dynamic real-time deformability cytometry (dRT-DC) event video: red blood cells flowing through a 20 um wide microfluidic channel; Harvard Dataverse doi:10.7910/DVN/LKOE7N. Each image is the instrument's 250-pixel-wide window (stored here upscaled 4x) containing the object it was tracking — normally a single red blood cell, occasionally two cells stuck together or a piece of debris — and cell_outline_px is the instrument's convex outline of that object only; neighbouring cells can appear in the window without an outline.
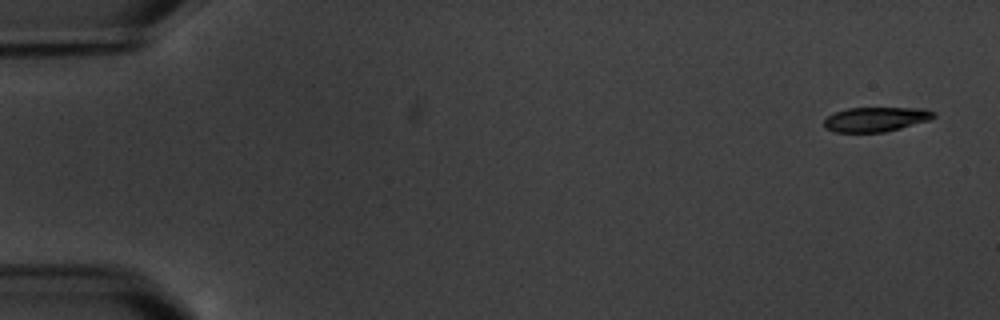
{"species": "common noctule bat (a hibernating species)", "species_latin": "Nyctalus noctula", "temperature_condition": "warm", "stored_images_in_passage": 16, "camera_frame_rate_fps": 3000, "um_per_image_px": 0.085, "animal": {"sex": "male", "body_mass_g": 20.1, "forearm_length_mm": 53.5}, "frame": {"image": 1, "passage_image": 1, "time_ms": 0.0, "image_size_px": [1000, 320], "cell_outline_px": [[936, 116], [928, 120], [900, 128], [884, 132], [836, 132], [824, 128], [824, 120], [828, 116], [836, 112], [848, 108], [924, 108], [936, 112]], "centroid_in_image_um": [74.45, 10.13], "position_along_channel_um": 10.6, "area_um2": 15.61}}
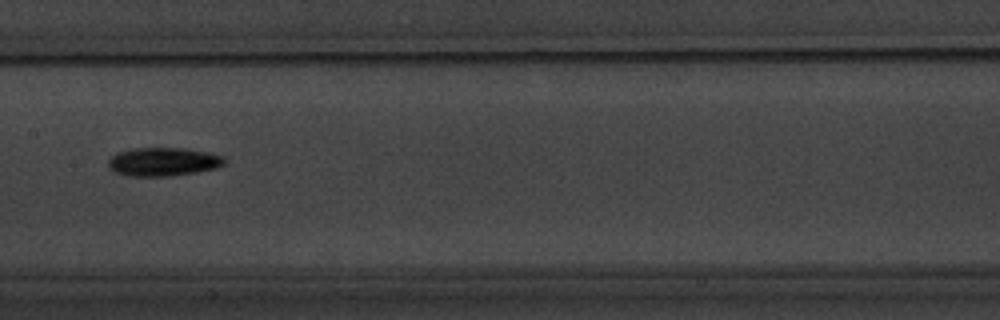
{"frame": {"image": 2, "passage_image": 9, "time_ms": 9.333, "image_size_px": [1000, 320], "cell_outline_px": [[228, 160], [224, 164], [216, 168], [196, 172], [168, 176], [128, 176], [116, 172], [108, 168], [108, 160], [116, 152], [132, 148], [184, 148], [204, 152], [220, 156]], "centroid_in_image_um": [13.83, 13.75], "position_along_channel_um": 193.6, "area_um2": 19.25}}
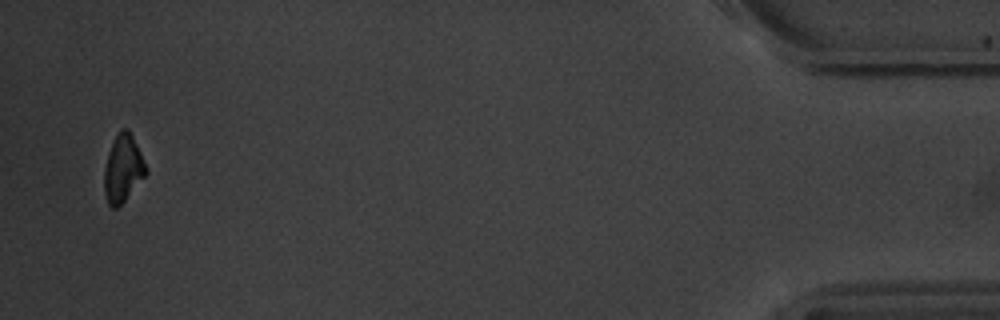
{"frame": {"image": 3, "passage_image": 16, "time_ms": 18.333, "image_size_px": [1000, 320], "cell_outline_px": [[148, 172], [124, 200], [116, 208], [112, 208], [108, 204], [104, 192], [104, 168], [108, 152], [120, 128], [128, 128], [148, 168]], "centroid_in_image_um": [10.44, 14.31], "position_along_channel_um": 424.8, "area_um2": 16.18}, "authors_computed_cell_mechanics": {"area_um2": 17.3111, "velocity_mm_per_s": 3.4523, "shape_relaxation_time_tau1_ms": 1.795, "shape_relaxation_time_tau2_ms": null, "deformation_change_tau1": 0.0822, "deformation_change_tau2": null}}